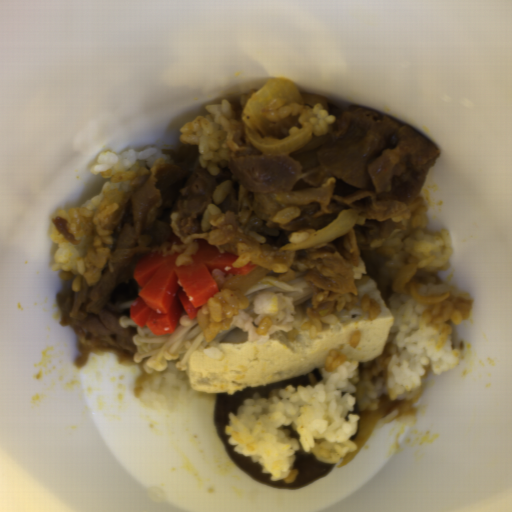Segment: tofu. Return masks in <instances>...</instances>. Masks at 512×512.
Returning a JSON list of instances; mask_svg holds the SVG:
<instances>
[{
    "label": "tofu",
    "instance_id": "1",
    "mask_svg": "<svg viewBox=\"0 0 512 512\" xmlns=\"http://www.w3.org/2000/svg\"><path fill=\"white\" fill-rule=\"evenodd\" d=\"M359 296L367 295L381 304L371 319L360 307L337 310L335 325H322L310 338L302 325L310 318L308 307L294 308L291 329L275 331L261 344L248 341V332L237 327L225 335L216 348L223 354L213 357L205 352L189 356L191 390L207 394H230L262 387L323 369L332 349L350 360L372 361L384 351L394 324V312L378 289L374 278L354 286ZM360 330V343L354 349L349 340Z\"/></svg>",
    "mask_w": 512,
    "mask_h": 512
}]
</instances>
